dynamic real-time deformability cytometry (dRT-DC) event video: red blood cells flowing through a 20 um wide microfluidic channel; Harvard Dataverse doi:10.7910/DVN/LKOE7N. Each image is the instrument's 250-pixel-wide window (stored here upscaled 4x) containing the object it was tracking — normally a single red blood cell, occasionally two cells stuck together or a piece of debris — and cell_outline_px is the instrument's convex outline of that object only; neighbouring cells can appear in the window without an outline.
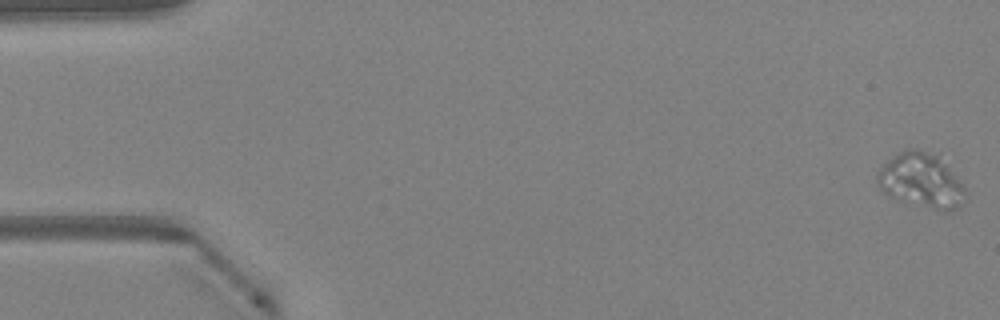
{"species": "Egyptian fruit bat (a non-hibernating species)", "species_latin": "Rousettus aegyptiacus", "temperature_condition": "warm", "stored_images_in_passage": 14, "camera_frame_rate_fps": 3000, "um_per_image_px": 0.085, "animal": {"sex": "female"}, "frame": {"image": 1, "passage_image": 1, "time_ms": 0.0, "image_size_px": [1000, 320], "cell_outline_px": [[964, 192], [960, 204], [956, 208], [948, 212], [944, 212], [900, 200], [884, 192], [876, 184], [876, 176], [880, 168], [896, 152], [908, 148], [916, 148], [936, 156], [960, 180], [964, 188]], "centroid_in_image_um": [78.25, 15.34], "position_along_channel_um": 6.7, "area_um2": 27.51}}